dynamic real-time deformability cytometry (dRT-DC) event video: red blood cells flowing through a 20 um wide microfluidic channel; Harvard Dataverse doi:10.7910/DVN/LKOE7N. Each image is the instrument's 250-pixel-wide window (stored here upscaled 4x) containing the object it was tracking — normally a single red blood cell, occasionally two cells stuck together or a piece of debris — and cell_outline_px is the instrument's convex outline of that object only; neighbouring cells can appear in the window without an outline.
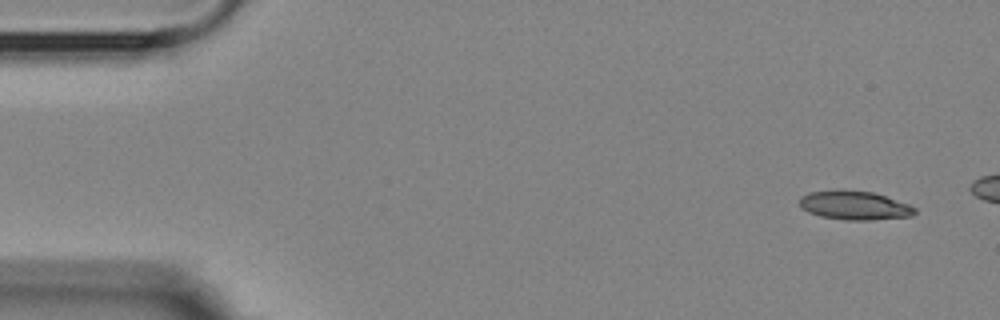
{"species": "Egyptian fruit bat (a non-hibernating species)", "species_latin": "Rousettus aegyptiacus", "temperature_condition": "room temperature", "stored_images_in_passage": 4, "camera_frame_rate_fps": 3000, "um_per_image_px": 0.085, "animal": {"sex": "female"}, "frame": {"image": 1, "passage_image": 4, "time_ms": 3.333, "image_size_px": [1000, 320], "cell_outline_px": [[916, 212], [912, 216], [872, 220], [848, 220], [820, 216], [808, 212], [800, 208], [800, 196], [808, 192], [872, 192], [908, 204], [916, 208]], "centroid_in_image_um": [72.64, 17.5], "position_along_channel_um": 12.4, "area_um2": 18.73}}